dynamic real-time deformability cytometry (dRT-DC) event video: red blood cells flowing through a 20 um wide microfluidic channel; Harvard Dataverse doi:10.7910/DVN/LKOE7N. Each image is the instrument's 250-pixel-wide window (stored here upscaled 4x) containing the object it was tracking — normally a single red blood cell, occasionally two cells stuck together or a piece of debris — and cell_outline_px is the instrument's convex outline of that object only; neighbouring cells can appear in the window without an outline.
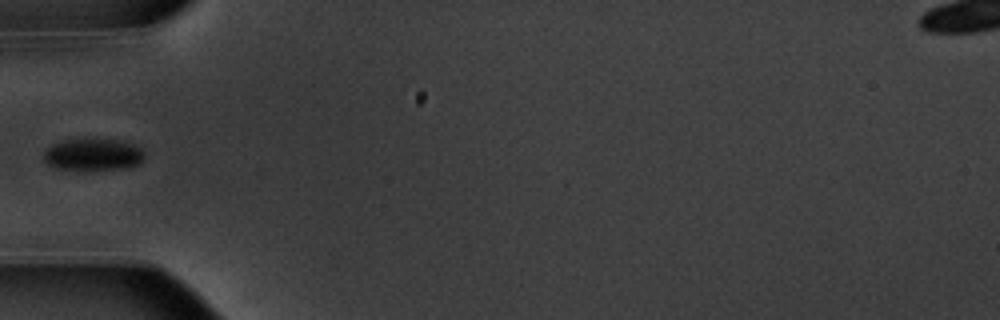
{"species": "common noctule bat (a hibernating species)", "species_latin": "Nyctalus noctula", "temperature_condition": "warm", "stored_images_in_passage": 37, "camera_frame_rate_fps": 3000, "um_per_image_px": 0.085, "animal": {"sex": "male", "body_mass_g": 20.1, "forearm_length_mm": 53.5}, "frame": {"image": 1, "passage_image": 1, "time_ms": 0.0, "image_size_px": [1000, 320], "cell_outline_px": [[144, 160], [140, 164], [128, 168], [92, 172], [52, 168], [44, 160], [44, 152], [52, 144], [64, 140], [96, 136], [116, 140], [132, 144], [140, 148], [144, 152]], "centroid_in_image_um": [7.91, 13.15], "position_along_channel_um": 77.1, "area_um2": 20.0}}
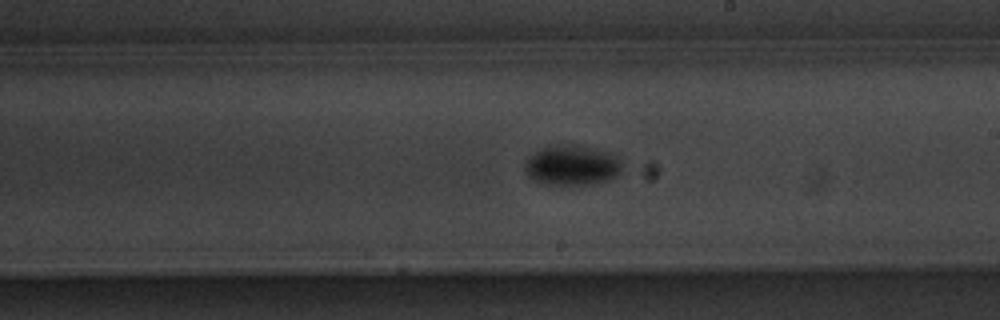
{"frame": {"image": 2, "passage_image": 14, "time_ms": 4.333, "image_size_px": [1000, 320], "cell_outline_px": [[620, 172], [616, 176], [608, 180], [596, 184], [544, 184], [532, 180], [524, 172], [524, 164], [528, 156], [544, 148], [560, 144], [572, 144], [592, 148], [608, 152], [616, 156], [620, 160]], "centroid_in_image_um": [48.58, 14.06], "position_along_channel_um": 240.4, "area_um2": 22.72}}
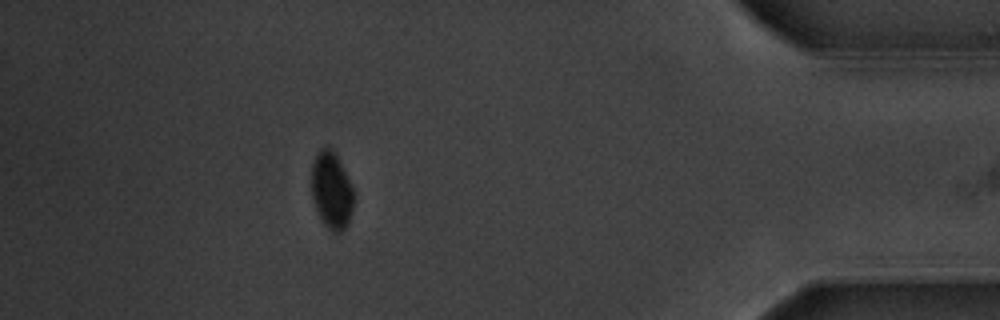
{"frame": {"image": 3, "passage_image": 31, "time_ms": 10.0, "image_size_px": [1000, 320], "cell_outline_px": [[356, 192], [352, 212], [348, 224], [340, 232], [332, 232], [324, 224], [316, 208], [312, 196], [312, 164], [316, 152], [324, 144], [332, 148], [336, 152]], "centroid_in_image_um": [28.22, 16.12], "position_along_channel_um": 407.0, "area_um2": 19.48}}